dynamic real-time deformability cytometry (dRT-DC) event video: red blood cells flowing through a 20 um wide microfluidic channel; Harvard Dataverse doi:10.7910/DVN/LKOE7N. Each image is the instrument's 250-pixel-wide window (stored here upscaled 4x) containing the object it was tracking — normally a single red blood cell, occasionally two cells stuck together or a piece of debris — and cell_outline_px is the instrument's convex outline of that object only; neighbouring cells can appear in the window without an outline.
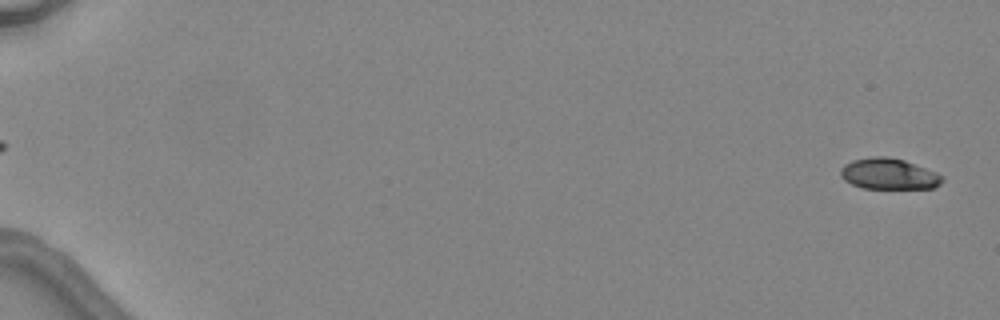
{"species": "common noctule bat (a hibernating species)", "species_latin": "Nyctalus noctula", "temperature_condition": "warm", "stored_images_in_passage": 4, "segment_of_instrument_passage": [2, 2], "camera_frame_rate_fps": 3000, "um_per_image_px": 0.085, "animal": {"sex": "female", "body_mass_g": 24.6, "forearm_length_mm": 56.2}, "frame": {"image": 1, "passage_image": 4, "time_ms": 5.0, "image_size_px": [1000, 320], "cell_outline_px": [[944, 180], [940, 184], [932, 188], [860, 188], [844, 180], [840, 176], [840, 168], [844, 164], [852, 160], [872, 156], [888, 156], [904, 160], [936, 172], [944, 176]], "centroid_in_image_um": [75.53, 14.77], "position_along_channel_um": 9.5, "area_um2": 18.5}}